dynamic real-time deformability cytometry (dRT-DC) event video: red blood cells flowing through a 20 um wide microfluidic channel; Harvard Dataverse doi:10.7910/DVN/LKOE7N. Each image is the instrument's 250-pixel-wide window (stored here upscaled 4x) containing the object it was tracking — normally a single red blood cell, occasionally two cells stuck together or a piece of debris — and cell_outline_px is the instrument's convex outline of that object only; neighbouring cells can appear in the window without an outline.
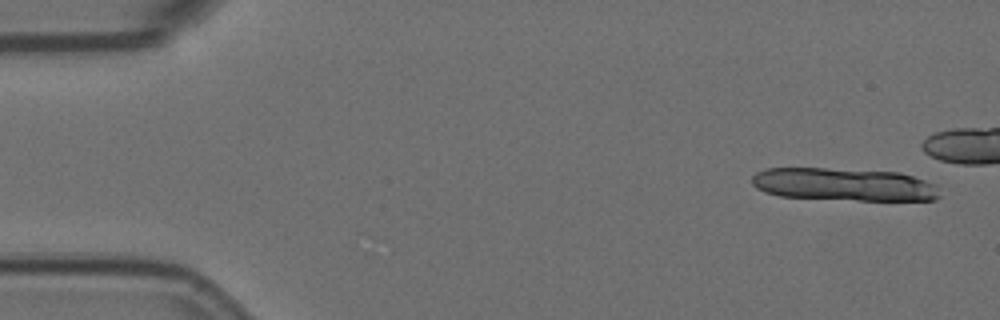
{"species": "Egyptian fruit bat (a non-hibernating species)", "species_latin": "Rousettus aegyptiacus", "temperature_condition": "room temperature", "stored_images_in_passage": 6, "camera_frame_rate_fps": 3000, "um_per_image_px": 0.085, "animal": {"sex": "female"}, "frame": {"image": 1, "passage_image": 1, "time_ms": 0.0, "image_size_px": [1000, 320], "cell_outline_px": [[940, 196], [936, 200], [856, 200], [780, 196], [764, 192], [756, 188], [752, 184], [752, 176], [756, 172], [764, 168], [824, 168], [900, 172], [936, 184]], "centroid_in_image_um": [71.72, 15.67], "position_along_channel_um": 13.3, "area_um2": 36.01}}